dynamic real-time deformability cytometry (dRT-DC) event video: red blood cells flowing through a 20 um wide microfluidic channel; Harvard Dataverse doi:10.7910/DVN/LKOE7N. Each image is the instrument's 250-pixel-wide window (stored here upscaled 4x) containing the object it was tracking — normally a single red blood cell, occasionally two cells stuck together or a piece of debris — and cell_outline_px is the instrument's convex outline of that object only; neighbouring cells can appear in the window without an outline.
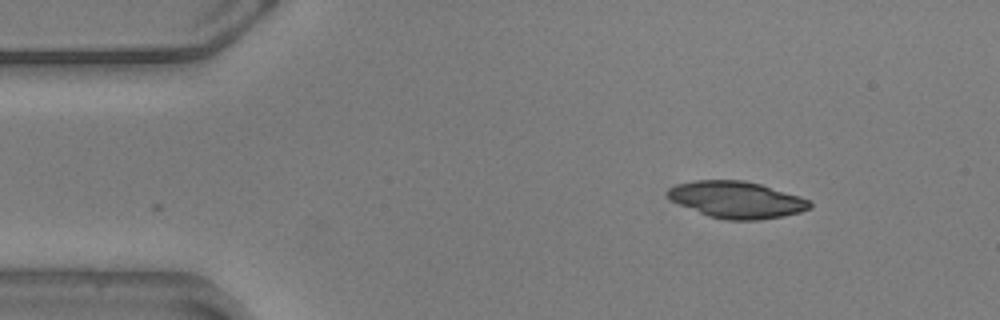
{"species": "common noctule bat (a hibernating species)", "species_latin": "Nyctalus noctula", "temperature_condition": "warm", "stored_images_in_passage": 37, "camera_frame_rate_fps": 3000, "um_per_image_px": 0.085, "animal": {"sex": "male", "body_mass_g": 20.5, "forearm_length_mm": 52.5}, "frame": {"image": 1, "passage_image": 1, "time_ms": 0.0, "image_size_px": [1000, 320], "cell_outline_px": [[812, 208], [800, 212], [784, 216], [760, 220], [728, 220], [708, 216], [668, 200], [664, 192], [668, 188], [676, 184], [696, 180], [744, 180], [760, 184], [800, 196], [808, 200], [812, 204]], "centroid_in_image_um": [62.57, 16.98], "position_along_channel_um": 22.4, "area_um2": 30.69}}